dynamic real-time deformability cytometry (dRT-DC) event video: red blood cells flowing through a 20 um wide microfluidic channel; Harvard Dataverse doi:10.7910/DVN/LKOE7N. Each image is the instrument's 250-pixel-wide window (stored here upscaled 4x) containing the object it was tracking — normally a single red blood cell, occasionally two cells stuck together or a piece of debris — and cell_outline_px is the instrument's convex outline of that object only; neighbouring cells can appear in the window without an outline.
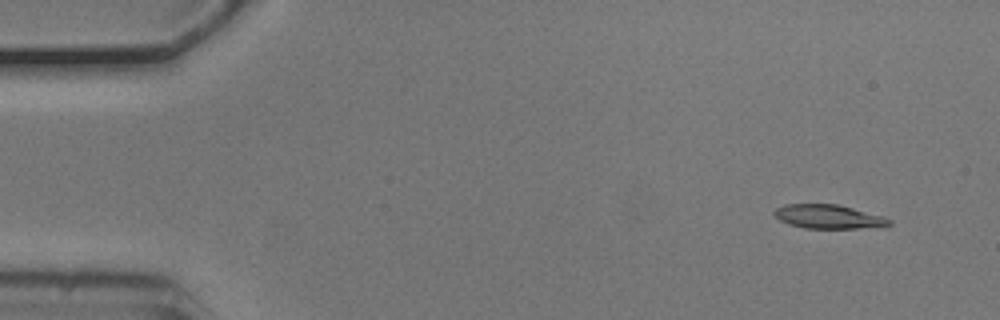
{"species": "common noctule bat (a hibernating species)", "species_latin": "Nyctalus noctula", "temperature_condition": "cold", "stored_images_in_passage": 54, "camera_frame_rate_fps": 3000, "um_per_image_px": 0.085, "animal": {"sex": "male", "body_mass_g": 20.5, "forearm_length_mm": 52.5}, "frame": {"image": 1, "passage_image": 4, "time_ms": 1.0, "image_size_px": [1000, 320], "cell_outline_px": [[892, 224], [880, 228], [804, 228], [788, 224], [780, 220], [772, 212], [776, 208], [784, 204], [836, 204], [884, 216], [892, 220]], "centroid_in_image_um": [70.46, 18.42], "position_along_channel_um": 14.5, "area_um2": 16.18}}
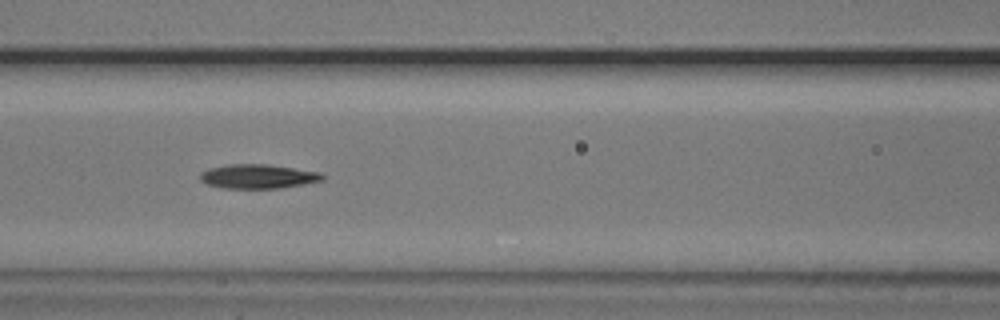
{"frame": {"image": 2, "passage_image": 23, "time_ms": 7.333, "image_size_px": [1000, 320], "cell_outline_px": [[324, 180], [304, 184], [280, 188], [220, 188], [208, 184], [200, 180], [200, 172], [208, 168], [228, 164], [268, 164], [320, 172], [324, 176]], "centroid_in_image_um": [21.91, 14.99], "position_along_channel_um": 144.7, "area_um2": 17.34}}
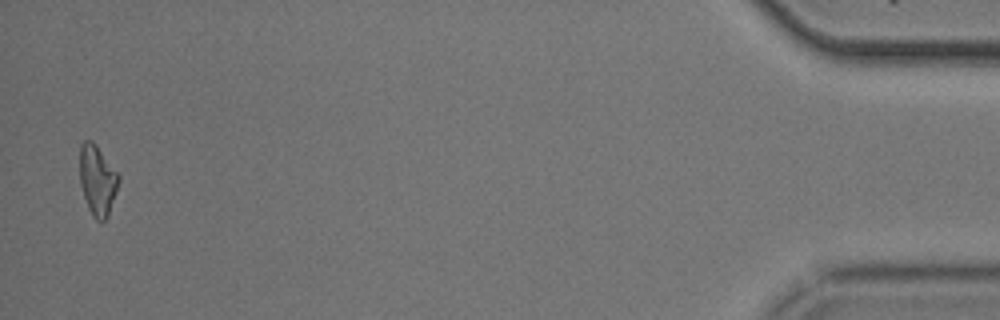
{"frame": {"image": 3, "passage_image": 53, "time_ms": 17.333, "image_size_px": [1000, 320], "cell_outline_px": [[120, 180], [108, 216], [100, 224], [92, 216], [88, 208], [80, 184], [80, 144], [84, 140], [92, 140], [96, 144], [120, 176]], "centroid_in_image_um": [8.28, 15.33], "position_along_channel_um": 426.9, "area_um2": 16.01}, "authors_computed_cell_mechanics": {"area_um2": 16.4152, "velocity_mm_per_s": 3.7266, "shape_relaxation_time_tau1_ms": 2.8645, "shape_relaxation_time_tau2_ms": null, "deformation_change_tau1": 0.1289, "deformation_change_tau2": null}}